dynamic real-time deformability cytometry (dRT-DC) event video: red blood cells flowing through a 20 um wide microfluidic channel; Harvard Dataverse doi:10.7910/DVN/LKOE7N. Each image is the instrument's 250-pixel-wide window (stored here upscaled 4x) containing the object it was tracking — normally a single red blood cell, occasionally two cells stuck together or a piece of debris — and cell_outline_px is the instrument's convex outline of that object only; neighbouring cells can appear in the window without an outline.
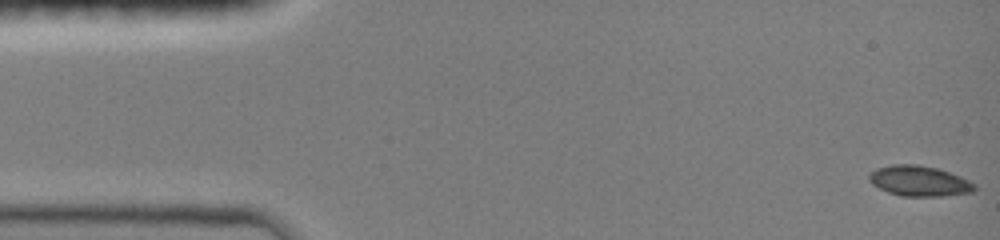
{"species": "common noctule bat (a hibernating species)", "species_latin": "Nyctalus noctula", "temperature_condition": "room temperature", "stored_images_in_passage": 48, "camera_frame_rate_fps": 3000, "um_per_image_px": 0.085, "animal": {"sex": "female", "body_mass_g": 19.0, "forearm_length_mm": 51.5}, "frame": {"image": 1, "passage_image": 1, "time_ms": 0.0, "image_size_px": [1000, 240], "cell_outline_px": [[976, 188], [972, 192], [940, 196], [900, 196], [888, 192], [872, 184], [868, 180], [868, 176], [876, 168], [892, 164], [916, 164], [936, 168], [960, 176], [976, 184]], "centroid_in_image_um": [78.12, 15.38], "position_along_channel_um": 6.9, "area_um2": 18.61}}
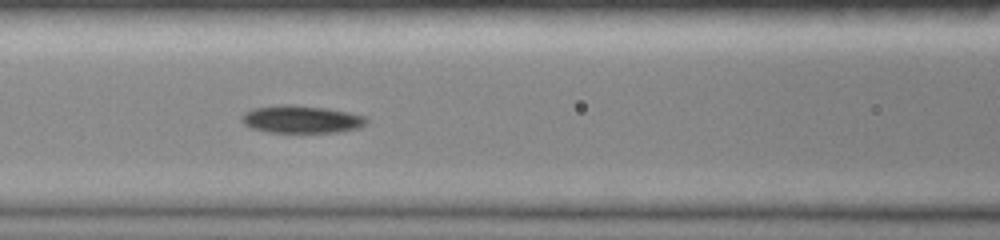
{"frame": {"image": 2, "passage_image": 20, "time_ms": 6.333, "image_size_px": [1000, 240], "cell_outline_px": [[368, 120], [360, 128], [336, 132], [268, 132], [252, 128], [244, 124], [240, 120], [240, 116], [244, 112], [252, 108], [284, 104], [292, 104], [324, 108], [348, 112], [368, 116]], "centroid_in_image_um": [25.6, 10.13], "position_along_channel_um": 141.0, "area_um2": 20.17}}
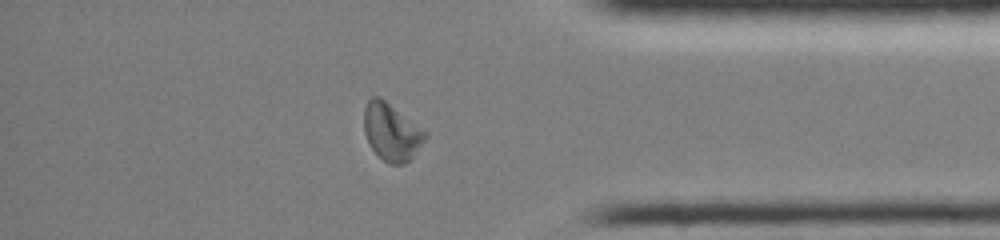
{"frame": {"image": 3, "passage_image": 40, "time_ms": 13.0, "image_size_px": [1000, 240], "cell_outline_px": [[428, 136], [412, 156], [404, 164], [388, 164], [372, 148], [364, 132], [364, 108], [368, 100], [372, 96], [380, 96], [428, 132]], "centroid_in_image_um": [33.28, 11.19], "position_along_channel_um": 401.9, "area_um2": 20.29}}